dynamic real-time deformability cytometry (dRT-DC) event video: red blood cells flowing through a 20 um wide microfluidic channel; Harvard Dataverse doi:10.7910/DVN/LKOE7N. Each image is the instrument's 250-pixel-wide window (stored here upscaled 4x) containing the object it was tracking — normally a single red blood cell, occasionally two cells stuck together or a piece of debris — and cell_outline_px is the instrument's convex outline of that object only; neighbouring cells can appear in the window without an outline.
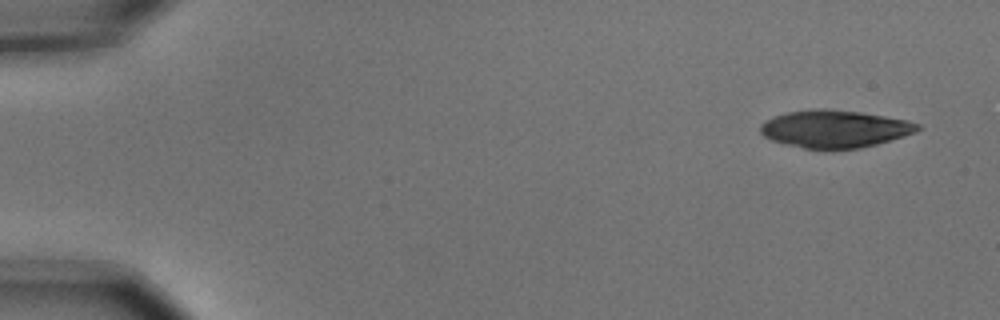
{"species": "common noctule bat (a hibernating species)", "species_latin": "Nyctalus noctula", "temperature_condition": "cold", "stored_images_in_passage": 7, "camera_frame_rate_fps": 3000, "um_per_image_px": 0.085, "animal": {"sex": "male", "body_mass_g": 15.6}, "frame": {"image": 1, "passage_image": 1, "time_ms": 0.0, "image_size_px": [1000, 320], "cell_outline_px": [[920, 128], [916, 132], [904, 136], [876, 144], [860, 148], [804, 148], [772, 140], [764, 136], [760, 132], [760, 124], [772, 116], [788, 112], [816, 108], [824, 108], [860, 112], [908, 120], [920, 124]], "centroid_in_image_um": [70.95, 10.93], "position_along_channel_um": 14.1, "area_um2": 34.1}}